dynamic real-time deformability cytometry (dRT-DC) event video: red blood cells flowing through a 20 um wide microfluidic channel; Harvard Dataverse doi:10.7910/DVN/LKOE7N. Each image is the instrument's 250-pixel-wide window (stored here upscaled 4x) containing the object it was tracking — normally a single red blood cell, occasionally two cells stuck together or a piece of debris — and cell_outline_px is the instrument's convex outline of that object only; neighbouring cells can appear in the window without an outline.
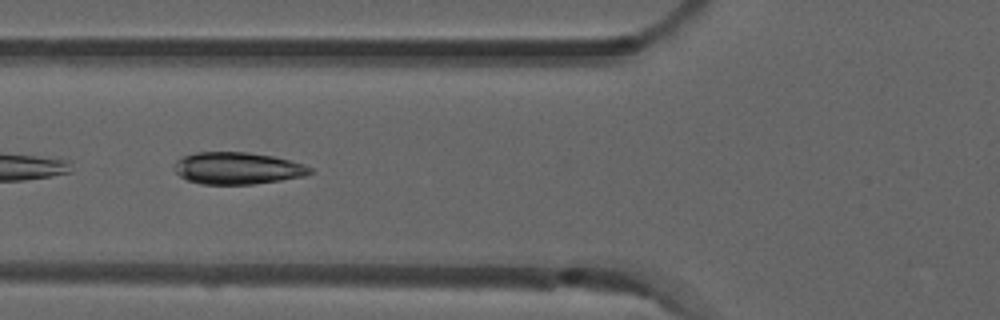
{"species": "common noctule bat (a hibernating species)", "species_latin": "Nyctalus noctula", "temperature_condition": "room temperature", "stored_images_in_passage": 3, "camera_frame_rate_fps": 3000, "um_per_image_px": 0.085, "animal": {"sex": "male", "forearm_length_mm": 52.5}, "frame": {"image": 1, "passage_image": 3, "time_ms": 0.667, "image_size_px": [1000, 320], "cell_outline_px": [[312, 172], [304, 176], [280, 180], [252, 184], [200, 184], [188, 180], [180, 176], [172, 168], [176, 160], [180, 156], [196, 152], [248, 152], [272, 156], [304, 164], [312, 168]], "centroid_in_image_um": [20.13, 14.29], "position_along_channel_um": 105.7, "area_um2": 25.37}}